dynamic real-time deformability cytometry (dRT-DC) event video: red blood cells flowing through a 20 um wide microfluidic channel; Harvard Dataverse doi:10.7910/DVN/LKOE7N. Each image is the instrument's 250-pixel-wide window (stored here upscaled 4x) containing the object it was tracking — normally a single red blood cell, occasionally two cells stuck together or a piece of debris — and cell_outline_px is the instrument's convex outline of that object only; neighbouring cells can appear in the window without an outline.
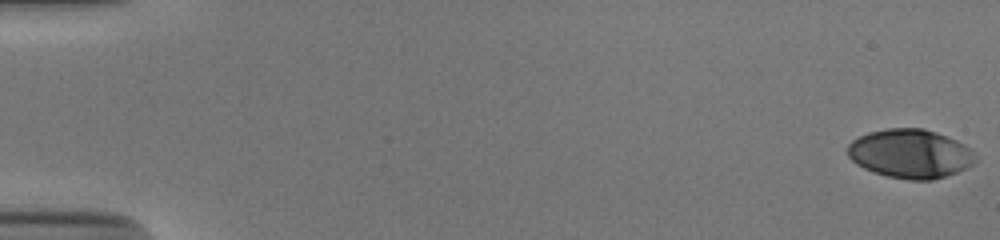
{"species": "human", "species_latin": "Homo sapiens", "temperature_condition": "cold", "stored_images_in_passage": 54, "camera_frame_rate_fps": 3000, "um_per_image_px": 0.085, "donor": {"sex": "male"}, "frame": {"image": 1, "passage_image": 1, "time_ms": 0.0, "image_size_px": [1000, 240], "cell_outline_px": [[976, 160], [972, 164], [956, 172], [932, 180], [908, 180], [888, 176], [872, 172], [856, 164], [848, 156], [848, 144], [852, 140], [868, 132], [888, 128], [924, 128], [936, 132], [956, 140], [972, 148], [976, 156]], "centroid_in_image_um": [77.37, 13.06], "position_along_channel_um": 7.6, "area_um2": 36.47}}
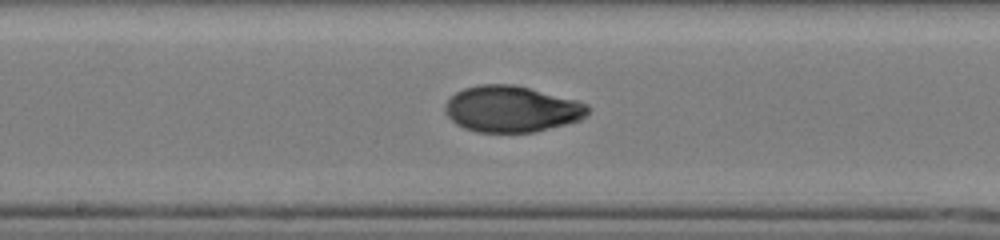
{"frame": {"image": 2, "passage_image": 30, "time_ms": 9.667, "image_size_px": [1000, 240], "cell_outline_px": [[592, 108], [580, 120], [536, 132], [476, 132], [464, 128], [456, 124], [444, 112], [444, 108], [448, 100], [456, 92], [464, 88], [476, 84], [516, 84], [572, 100], [584, 104]], "centroid_in_image_um": [43.44, 9.27], "position_along_channel_um": 204.8, "area_um2": 38.26}}
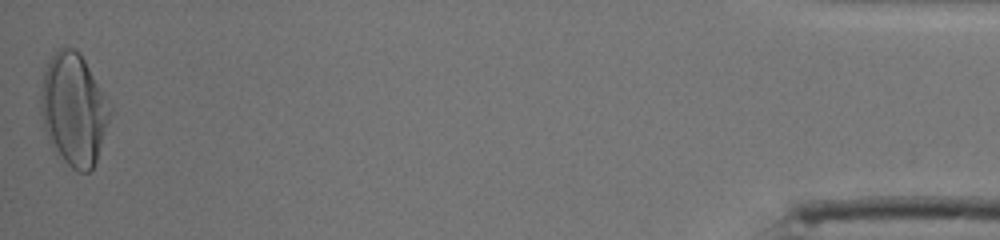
{"frame": {"image": 3, "passage_image": 54, "time_ms": 17.667, "image_size_px": [1000, 240], "cell_outline_px": [[112, 112], [92, 172], [76, 172], [56, 156], [48, 140], [44, 128], [40, 112], [40, 92], [44, 68], [56, 48], [76, 48], [80, 52], [112, 108]], "centroid_in_image_um": [6.24, 9.32], "position_along_channel_um": 429.0, "area_um2": 45.78}, "authors_computed_cell_mechanics": {"area_um2": 37.1076, "velocity_mm_per_s": 3.8635, "shape_relaxation_time_tau1_ms": 5.5783, "shape_relaxation_time_tau2_ms": 1.0531, "deformation_change_tau1": 0.2364, "deformation_change_tau2": 0.0436}}